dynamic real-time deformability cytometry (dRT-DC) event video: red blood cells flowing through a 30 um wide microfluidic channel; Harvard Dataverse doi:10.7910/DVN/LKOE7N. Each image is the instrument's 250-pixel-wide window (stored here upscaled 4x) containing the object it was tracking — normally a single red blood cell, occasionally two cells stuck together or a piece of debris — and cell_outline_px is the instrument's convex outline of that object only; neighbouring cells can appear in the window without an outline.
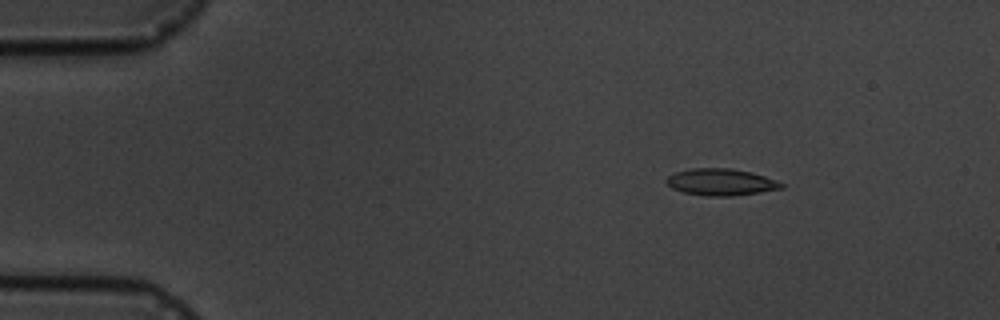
{"species": "common noctule bat (a hibernating species)", "species_latin": "Nyctalus noctula", "temperature_condition": "cold", "stored_images_in_passage": 4, "camera_frame_rate_fps": 3000, "um_per_image_px": 0.085, "animal": {"sex": "male", "body_mass_g": 19.5, "forearm_length_mm": 54.6}, "frame": {"image": 1, "passage_image": 1, "time_ms": 0.0, "image_size_px": [1000, 320], "cell_outline_px": [[784, 188], [760, 192], [732, 196], [704, 196], [684, 192], [672, 188], [664, 180], [668, 176], [676, 172], [692, 168], [728, 168], [752, 172], [776, 180], [784, 184]], "centroid_in_image_um": [61.28, 15.48], "position_along_channel_um": 23.7, "area_um2": 17.92}}
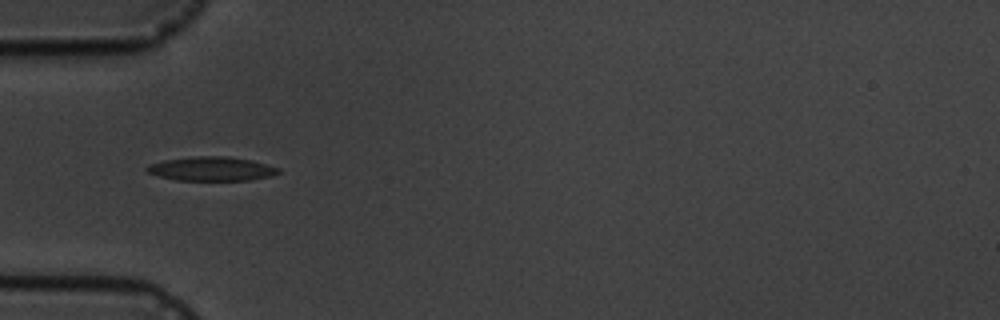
{"frame": {"image": 2, "passage_image": 3, "time_ms": 3.333, "image_size_px": [1000, 320], "cell_outline_px": [[280, 172], [272, 176], [252, 180], [176, 180], [160, 176], [148, 172], [144, 168], [148, 164], [164, 160], [192, 156], [228, 156], [252, 160], [268, 164], [280, 168]], "centroid_in_image_um": [18.01, 14.34], "position_along_channel_um": 67.0, "area_um2": 18.61}}
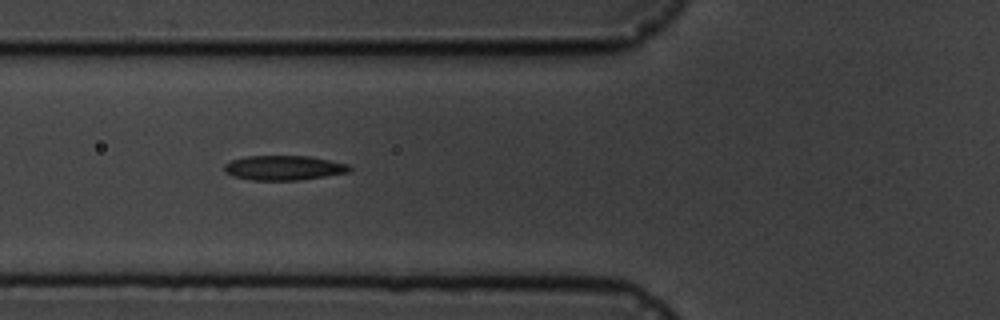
{"frame": {"image": 3, "passage_image": 4, "time_ms": 4.333, "image_size_px": [1000, 320], "cell_outline_px": [[352, 168], [348, 172], [300, 180], [252, 180], [232, 176], [224, 172], [224, 164], [232, 160], [248, 156], [308, 156], [348, 164]], "centroid_in_image_um": [24.08, 14.27], "position_along_channel_um": 101.7, "area_um2": 17.86}}